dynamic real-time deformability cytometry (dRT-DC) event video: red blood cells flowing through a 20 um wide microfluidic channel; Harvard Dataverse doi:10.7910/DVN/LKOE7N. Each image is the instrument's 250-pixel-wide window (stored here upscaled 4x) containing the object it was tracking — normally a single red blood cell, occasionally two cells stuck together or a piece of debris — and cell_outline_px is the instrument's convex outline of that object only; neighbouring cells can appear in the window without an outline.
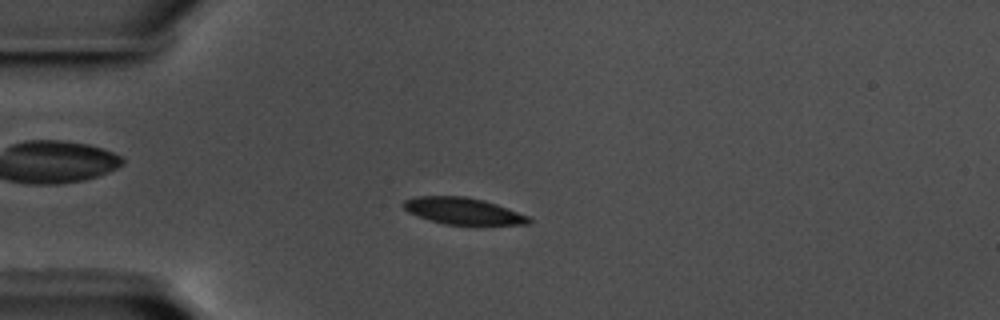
{"species": "common noctule bat (a hibernating species)", "species_latin": "Nyctalus noctula", "temperature_condition": "warm", "stored_images_in_passage": 59, "camera_frame_rate_fps": 3000, "um_per_image_px": 0.085, "animal": {"sex": "male", "body_mass_g": 17.5, "forearm_length_mm": 52.3}, "frame": {"image": 1, "passage_image": 16, "time_ms": 5.0, "image_size_px": [1000, 320], "cell_outline_px": [[532, 220], [528, 224], [444, 224], [408, 212], [400, 204], [404, 200], [416, 196], [464, 196], [484, 200], [496, 204], [528, 216]], "centroid_in_image_um": [39.32, 17.92], "position_along_channel_um": 45.7, "area_um2": 19.13}}
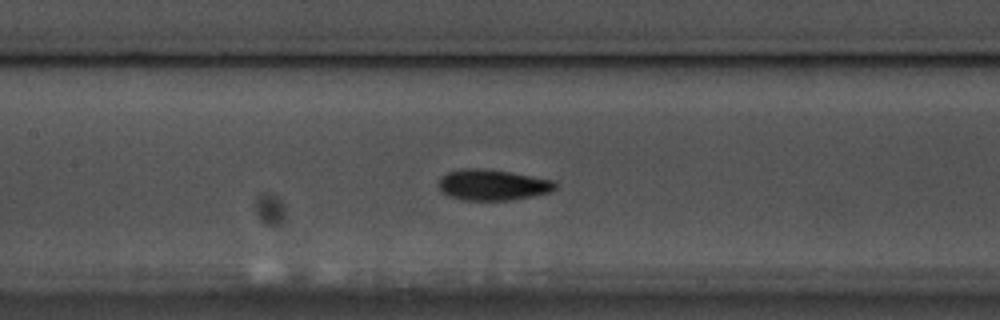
{"frame": {"image": 2, "passage_image": 28, "time_ms": 9.0, "image_size_px": [1000, 320], "cell_outline_px": [[556, 188], [548, 192], [532, 196], [512, 200], [464, 200], [440, 192], [440, 176], [448, 172], [460, 168], [484, 168], [556, 180]], "centroid_in_image_um": [41.87, 15.7], "position_along_channel_um": 165.5, "area_um2": 20.92}}
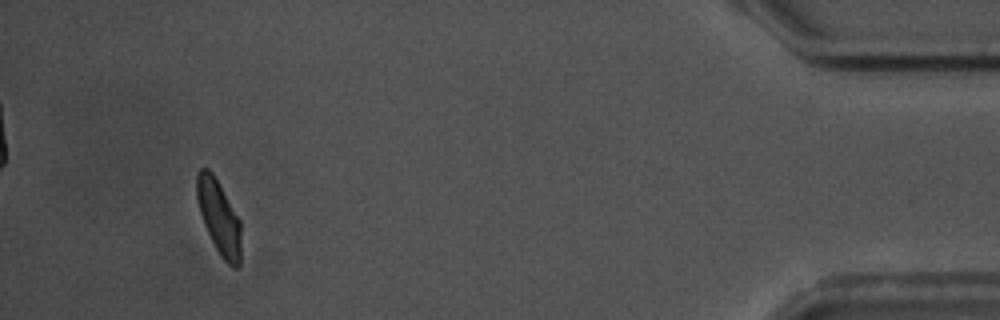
{"frame": {"image": 3, "passage_image": 55, "time_ms": 18.0, "image_size_px": [1000, 320], "cell_outline_px": [[240, 264], [236, 268], [232, 268], [220, 256], [204, 224], [200, 212], [196, 196], [196, 172], [200, 168], [208, 168], [212, 172], [240, 220]], "centroid_in_image_um": [18.59, 18.45], "position_along_channel_um": 416.6, "area_um2": 18.9}, "authors_computed_cell_mechanics": {"area_um2": 19.8832, "velocity_mm_per_s": 3.537, "shape_relaxation_time_tau1_ms": 1.9421, "shape_relaxation_time_tau2_ms": 2.0587, "deformation_change_tau1": 0.1246, "deformation_change_tau2": 0.0738}}